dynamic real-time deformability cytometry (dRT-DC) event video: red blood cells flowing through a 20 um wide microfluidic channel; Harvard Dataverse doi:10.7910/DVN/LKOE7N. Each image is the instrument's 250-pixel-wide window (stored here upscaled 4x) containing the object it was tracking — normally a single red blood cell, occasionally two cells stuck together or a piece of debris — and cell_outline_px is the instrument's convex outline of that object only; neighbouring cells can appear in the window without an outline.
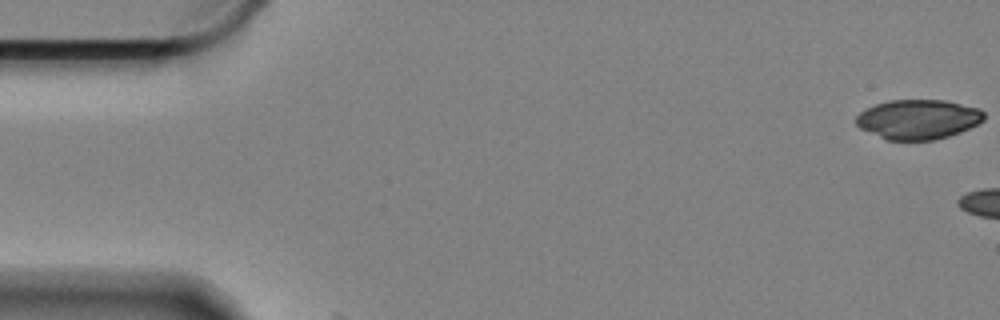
{"species": "Egyptian fruit bat (a non-hibernating species)", "species_latin": "Rousettus aegyptiacus", "temperature_condition": "cold", "stored_images_in_passage": 2, "camera_frame_rate_fps": 3000, "um_per_image_px": 0.085, "animal": {"sex": "female"}, "frame": {"image": 1, "passage_image": 1, "time_ms": 0.0, "image_size_px": [1000, 320], "cell_outline_px": [[984, 120], [960, 132], [948, 136], [932, 140], [884, 140], [860, 128], [856, 124], [856, 116], [860, 112], [876, 104], [888, 100], [944, 100], [980, 108], [984, 112]], "centroid_in_image_um": [78.02, 10.14], "position_along_channel_um": 7.0, "area_um2": 29.54}}